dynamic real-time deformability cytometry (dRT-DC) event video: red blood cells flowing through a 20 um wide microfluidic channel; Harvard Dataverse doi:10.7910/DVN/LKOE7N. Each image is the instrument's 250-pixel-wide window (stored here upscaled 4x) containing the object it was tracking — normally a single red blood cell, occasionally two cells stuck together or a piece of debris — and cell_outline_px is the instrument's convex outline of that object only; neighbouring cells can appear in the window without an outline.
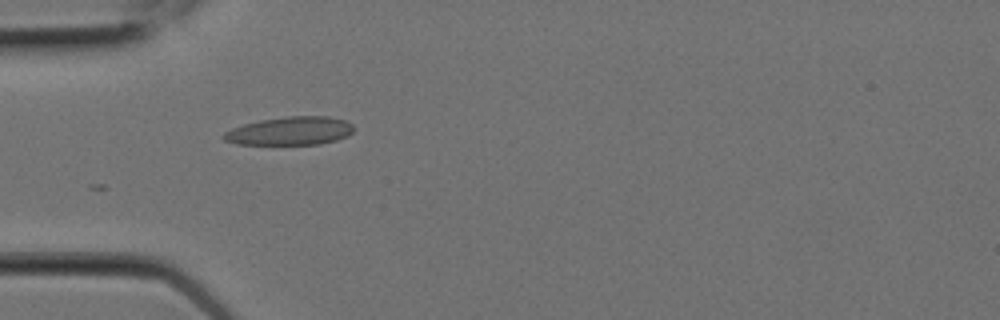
{"species": "Egyptian fruit bat (a non-hibernating species)", "species_latin": "Rousettus aegyptiacus", "temperature_condition": "room temperature", "stored_images_in_passage": 3, "camera_frame_rate_fps": 3000, "um_per_image_px": 0.085, "animal": {"sex": "female"}, "frame": {"image": 1, "passage_image": 1, "time_ms": 0.0, "image_size_px": [1000, 320], "cell_outline_px": [[356, 128], [348, 136], [336, 140], [320, 144], [236, 144], [224, 140], [220, 136], [224, 132], [232, 128], [244, 124], [260, 120], [288, 116], [328, 116], [344, 120], [352, 124]], "centroid_in_image_um": [24.67, 11.13], "position_along_channel_um": 60.3, "area_um2": 21.56}}
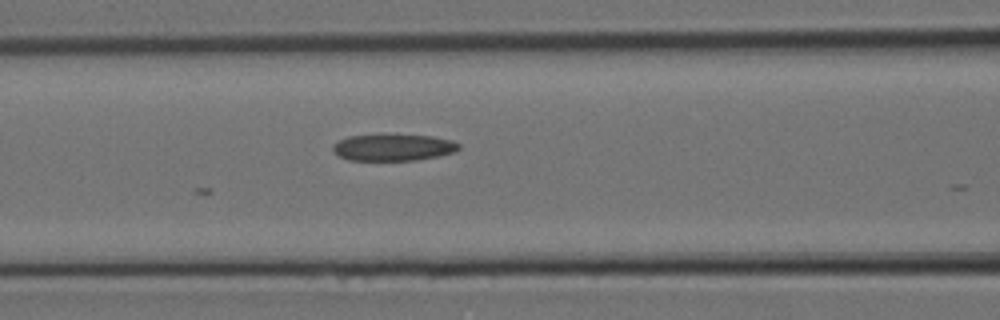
{"frame": {"image": 2, "passage_image": 3, "time_ms": 0.667, "image_size_px": [1000, 320], "cell_outline_px": [[460, 148], [456, 152], [440, 156], [416, 160], [348, 160], [332, 152], [332, 144], [348, 136], [432, 136], [452, 140], [460, 144]], "centroid_in_image_um": [33.45, 12.55], "position_along_channel_um": 133.2, "area_um2": 19.31}}